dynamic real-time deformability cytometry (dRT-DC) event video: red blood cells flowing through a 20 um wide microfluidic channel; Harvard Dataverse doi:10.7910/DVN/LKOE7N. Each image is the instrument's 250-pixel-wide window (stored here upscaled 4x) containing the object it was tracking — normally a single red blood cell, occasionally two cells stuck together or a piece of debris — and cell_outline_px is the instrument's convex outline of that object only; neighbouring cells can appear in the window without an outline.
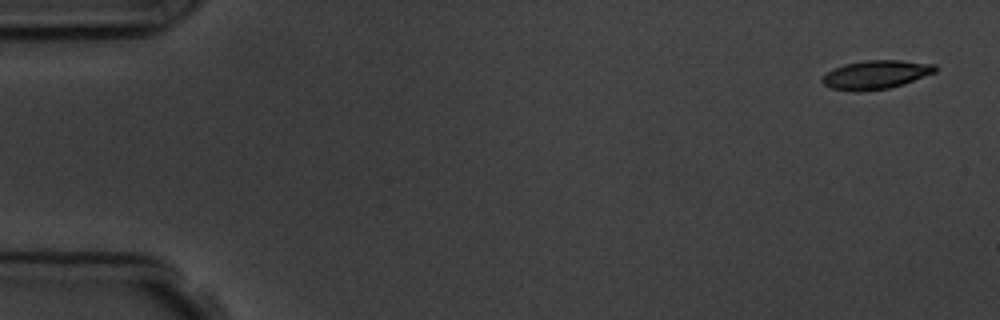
{"species": "common noctule bat (a hibernating species)", "species_latin": "Nyctalus noctula", "temperature_condition": "room temperature", "stored_images_in_passage": 4, "camera_frame_rate_fps": 3000, "um_per_image_px": 0.085, "animal": {"sex": "male", "body_mass_g": 19.5, "forearm_length_mm": 54.6}, "frame": {"image": 1, "passage_image": 1, "time_ms": 0.0, "image_size_px": [1000, 320], "cell_outline_px": [[936, 72], [904, 84], [888, 88], [868, 92], [832, 88], [824, 84], [820, 80], [832, 68], [844, 64], [868, 60], [900, 60], [936, 64]], "centroid_in_image_um": [74.47, 6.34], "position_along_channel_um": 10.5, "area_um2": 18.84}}